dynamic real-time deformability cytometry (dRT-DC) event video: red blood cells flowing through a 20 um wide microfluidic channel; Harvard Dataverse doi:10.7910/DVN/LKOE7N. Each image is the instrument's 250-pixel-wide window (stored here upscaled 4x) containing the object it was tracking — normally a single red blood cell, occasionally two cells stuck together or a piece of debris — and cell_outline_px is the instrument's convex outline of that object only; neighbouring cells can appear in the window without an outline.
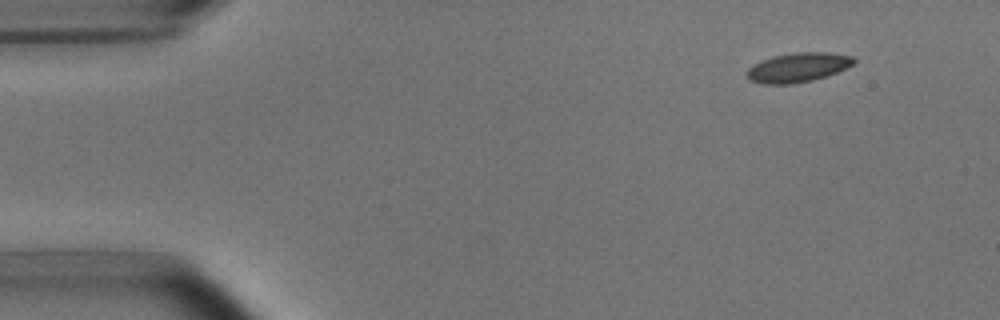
{"species": "common noctule bat (a hibernating species)", "species_latin": "Nyctalus noctula", "temperature_condition": "room temperature", "stored_images_in_passage": 4, "camera_frame_rate_fps": 3000, "um_per_image_px": 0.085, "animal": {"sex": "male", "body_mass_g": 15.6}, "frame": {"image": 1, "passage_image": 1, "time_ms": 0.0, "image_size_px": [1000, 320], "cell_outline_px": [[856, 60], [852, 64], [836, 72], [812, 80], [792, 84], [764, 84], [748, 80], [748, 68], [752, 64], [776, 56], [796, 52], [828, 52], [852, 56]], "centroid_in_image_um": [67.81, 5.73], "position_along_channel_um": 17.2, "area_um2": 17.98}}
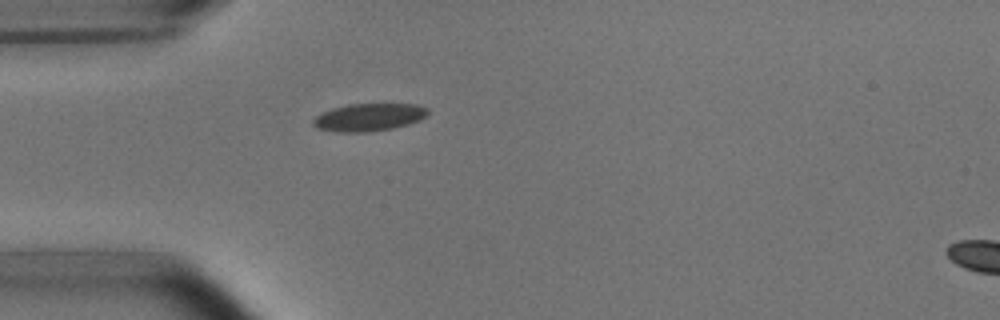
{"frame": {"image": 2, "passage_image": 4, "time_ms": 3.333, "image_size_px": [1000, 320], "cell_outline_px": [[428, 112], [420, 120], [408, 124], [392, 128], [368, 132], [336, 132], [316, 128], [312, 124], [312, 120], [316, 116], [332, 108], [348, 104], [416, 104], [428, 108]], "centroid_in_image_um": [31.33, 9.97], "position_along_channel_um": 53.7, "area_um2": 18.44}}